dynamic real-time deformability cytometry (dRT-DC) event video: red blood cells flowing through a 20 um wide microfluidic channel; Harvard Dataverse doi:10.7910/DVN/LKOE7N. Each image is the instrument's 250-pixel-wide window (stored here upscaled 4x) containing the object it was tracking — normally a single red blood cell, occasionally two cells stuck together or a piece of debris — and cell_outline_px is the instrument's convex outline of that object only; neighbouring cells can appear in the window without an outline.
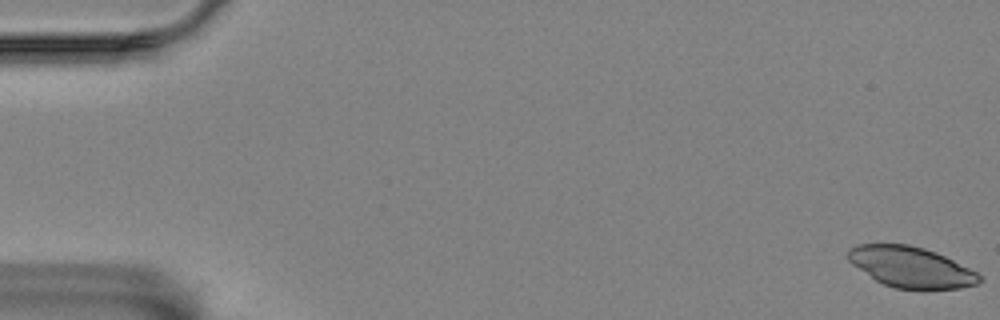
{"species": "Egyptian fruit bat (a non-hibernating species)", "species_latin": "Rousettus aegyptiacus", "temperature_condition": "room temperature", "stored_images_in_passage": 16, "camera_frame_rate_fps": 3000, "um_per_image_px": 0.085, "animal": {"sex": "female"}, "frame": {"image": 1, "passage_image": 1, "time_ms": 0.0, "image_size_px": [1000, 320], "cell_outline_px": [[984, 280], [980, 284], [960, 288], [924, 292], [920, 292], [896, 288], [884, 284], [876, 280], [852, 264], [848, 260], [848, 248], [856, 244], [908, 244], [924, 248], [936, 252], [984, 276]], "centroid_in_image_um": [77.49, 22.75], "position_along_channel_um": 7.5, "area_um2": 31.91}}